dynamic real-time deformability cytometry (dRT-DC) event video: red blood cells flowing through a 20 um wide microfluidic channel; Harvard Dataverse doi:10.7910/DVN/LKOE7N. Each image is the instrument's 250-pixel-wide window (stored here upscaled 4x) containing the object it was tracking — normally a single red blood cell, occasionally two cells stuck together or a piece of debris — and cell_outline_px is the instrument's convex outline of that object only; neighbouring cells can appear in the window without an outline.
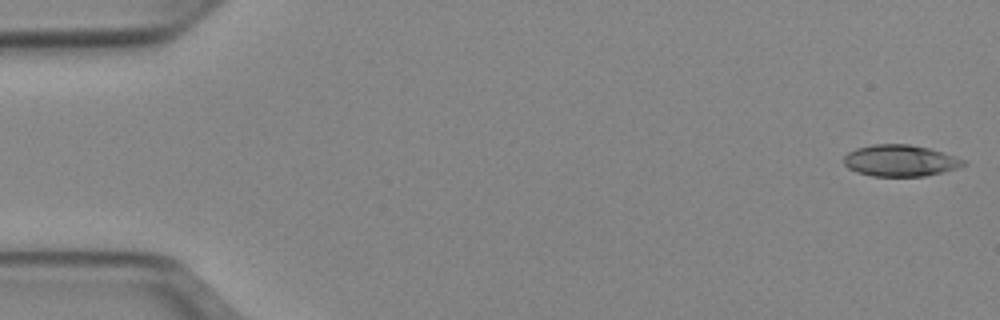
{"species": "Egyptian fruit bat (a non-hibernating species)", "species_latin": "Rousettus aegyptiacus", "temperature_condition": "cold", "stored_images_in_passage": 51, "camera_frame_rate_fps": 3000, "um_per_image_px": 0.085, "animal": {"sex": "female"}, "frame": {"image": 1, "passage_image": 1, "time_ms": 0.0, "image_size_px": [1000, 320], "cell_outline_px": [[968, 164], [960, 168], [944, 172], [924, 176], [872, 176], [856, 172], [848, 168], [844, 164], [844, 156], [848, 152], [856, 148], [872, 144], [908, 144], [928, 148], [964, 160]], "centroid_in_image_um": [76.5, 13.66], "position_along_channel_um": 8.5, "area_um2": 21.96}}
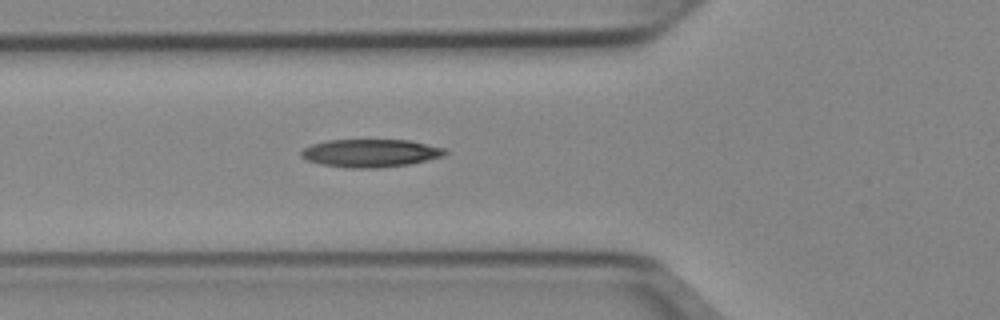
{"frame": {"image": 2, "passage_image": 18, "time_ms": 5.667, "image_size_px": [1000, 320], "cell_outline_px": [[448, 152], [444, 156], [428, 160], [408, 164], [380, 168], [348, 168], [320, 164], [308, 160], [300, 156], [300, 152], [304, 148], [312, 144], [328, 140], [408, 140], [428, 144], [444, 148]], "centroid_in_image_um": [31.49, 13.02], "position_along_channel_um": 94.3, "area_um2": 23.47}}
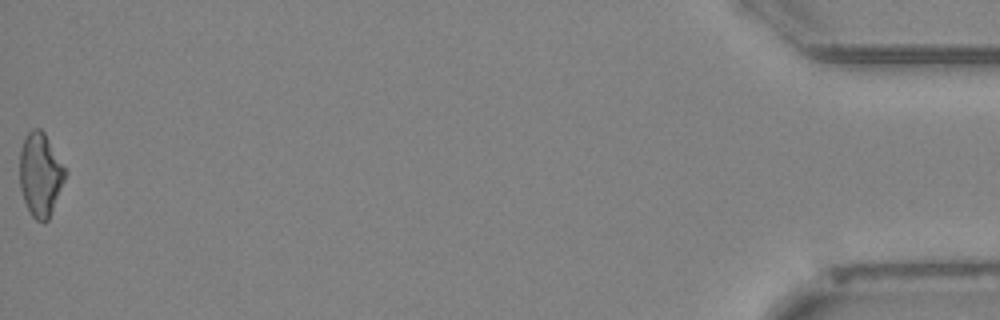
{"frame": {"image": 3, "passage_image": 51, "time_ms": 16.667, "image_size_px": [1000, 320], "cell_outline_px": [[68, 172], [48, 220], [44, 224], [36, 220], [32, 216], [24, 200], [20, 188], [20, 148], [24, 136], [32, 128], [40, 128], [44, 132]], "centroid_in_image_um": [3.43, 14.82], "position_along_channel_um": 431.8, "area_um2": 22.25}, "authors_computed_cell_mechanics": {"area_um2": 22.3686, "velocity_mm_per_s": 3.9636, "shape_relaxation_time_tau1_ms": 6.7001, "shape_relaxation_time_tau2_ms": 11.3093, "deformation_change_tau1": 0.1852, "deformation_change_tau2": 0.2286}}